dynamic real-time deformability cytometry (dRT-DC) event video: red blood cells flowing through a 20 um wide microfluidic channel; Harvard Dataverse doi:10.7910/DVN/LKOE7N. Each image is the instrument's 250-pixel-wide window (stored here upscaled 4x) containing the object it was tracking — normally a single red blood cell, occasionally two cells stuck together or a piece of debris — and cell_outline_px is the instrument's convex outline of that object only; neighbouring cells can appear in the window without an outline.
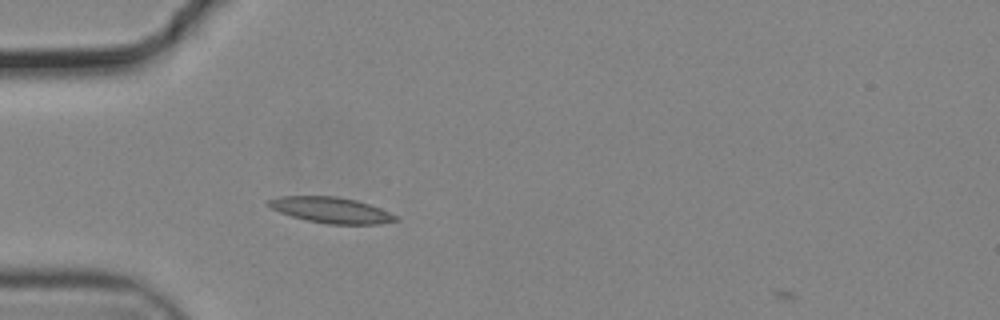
{"species": "common noctule bat (a hibernating species)", "species_latin": "Nyctalus noctula", "temperature_condition": "cold", "stored_images_in_passage": 2, "camera_frame_rate_fps": 3000, "um_per_image_px": 0.085, "animal": {"sex": "male", "body_mass_g": 19.2, "forearm_length_mm": 51.8}, "frame": {"image": 1, "passage_image": 1, "time_ms": 0.0, "image_size_px": [1000, 320], "cell_outline_px": [[400, 220], [380, 224], [328, 224], [308, 220], [292, 216], [280, 212], [264, 204], [268, 200], [280, 196], [336, 196], [356, 200], [380, 208], [396, 216]], "centroid_in_image_um": [28.13, 17.85], "position_along_channel_um": 56.9, "area_um2": 19.02}}